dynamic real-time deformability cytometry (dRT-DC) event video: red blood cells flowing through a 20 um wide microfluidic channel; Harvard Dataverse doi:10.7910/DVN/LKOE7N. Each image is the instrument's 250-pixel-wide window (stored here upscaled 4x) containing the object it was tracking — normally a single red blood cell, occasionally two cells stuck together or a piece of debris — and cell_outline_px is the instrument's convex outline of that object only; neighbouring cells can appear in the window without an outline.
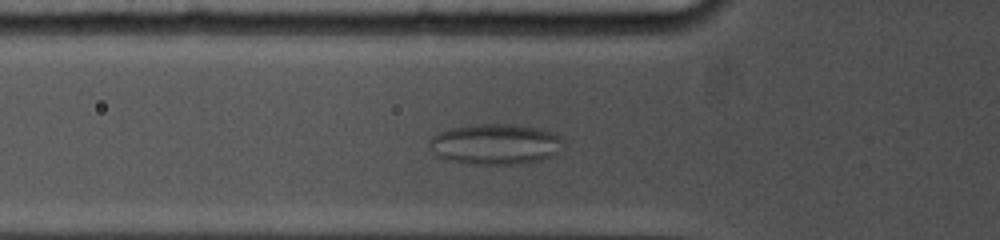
{"species": "common noctule bat (a hibernating species)", "species_latin": "Nyctalus noctula", "temperature_condition": "cold", "stored_images_in_passage": 18, "camera_frame_rate_fps": 5000, "um_per_image_px": 0.085, "animal": {"sex": "female", "body_mass_g": 19.0, "forearm_length_mm": 53.3}, "frame": {"image": 1, "passage_image": 8, "time_ms": 4.0, "image_size_px": [1000, 240], "cell_outline_px": [[564, 144], [552, 156], [536, 160], [512, 164], [468, 164], [448, 160], [436, 156], [428, 148], [428, 140], [432, 136], [448, 128], [472, 124], [512, 124], [540, 128], [552, 132], [560, 136], [564, 140]], "centroid_in_image_um": [42.04, 12.24], "position_along_channel_um": 83.8, "area_um2": 31.96}}
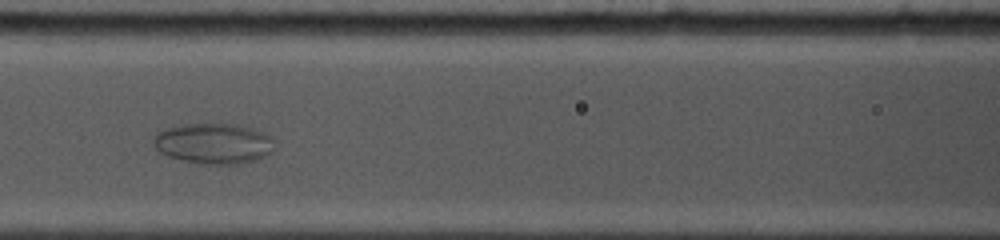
{"frame": {"image": 2, "passage_image": 11, "time_ms": 5.8, "image_size_px": [1000, 240], "cell_outline_px": [[272, 152], [256, 160], [236, 164], [200, 164], [168, 156], [160, 152], [152, 144], [152, 140], [156, 132], [168, 128], [184, 124], [236, 124], [252, 128], [264, 132], [272, 136]], "centroid_in_image_um": [18.14, 12.19], "position_along_channel_um": 148.5, "area_um2": 28.61}}
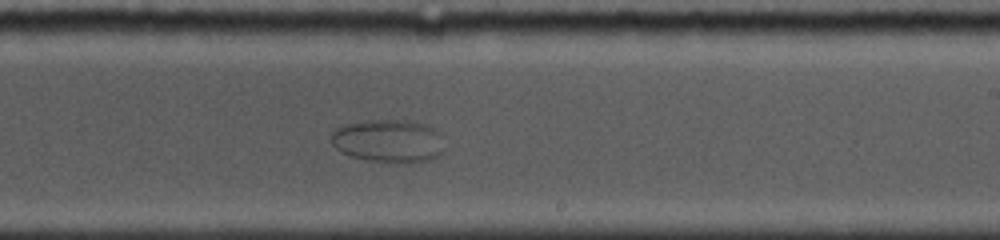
{"frame": {"image": 3, "passage_image": 16, "time_ms": 8.8, "image_size_px": [1000, 240], "cell_outline_px": [[444, 152], [432, 160], [412, 164], [396, 164], [368, 160], [352, 156], [340, 152], [332, 144], [332, 132], [336, 128], [344, 124], [372, 120], [412, 120], [432, 128], [440, 132], [444, 136]], "centroid_in_image_um": [33.09, 12.01], "position_along_channel_um": 255.9, "area_um2": 29.13}}